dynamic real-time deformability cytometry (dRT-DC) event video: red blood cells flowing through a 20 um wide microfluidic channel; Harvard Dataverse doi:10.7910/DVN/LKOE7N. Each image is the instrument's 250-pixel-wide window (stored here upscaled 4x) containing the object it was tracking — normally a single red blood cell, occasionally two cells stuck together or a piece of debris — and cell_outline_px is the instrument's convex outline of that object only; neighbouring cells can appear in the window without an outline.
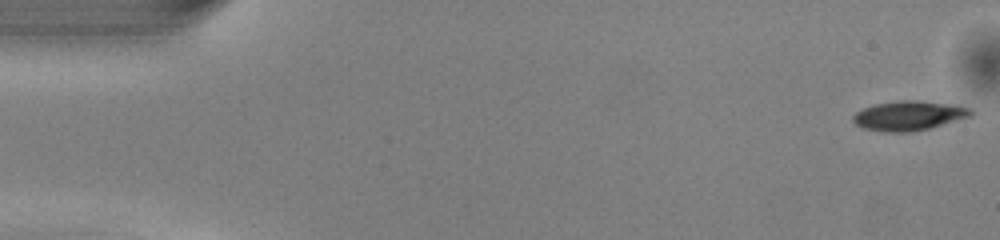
{"species": "common noctule bat (a hibernating species)", "species_latin": "Nyctalus noctula", "temperature_condition": "warm", "stored_images_in_passage": 50, "camera_frame_rate_fps": 3000, "um_per_image_px": 0.085, "animal": {"sex": "male", "body_mass_g": 13.0, "forearm_length_mm": 53.1}, "frame": {"image": 1, "passage_image": 1, "time_ms": 0.0, "image_size_px": [1000, 240], "cell_outline_px": [[972, 116], [928, 128], [908, 132], [884, 132], [864, 128], [856, 124], [852, 120], [852, 116], [856, 112], [864, 108], [876, 104], [900, 100], [916, 100], [956, 104], [972, 108]], "centroid_in_image_um": [77.27, 9.82], "position_along_channel_um": 7.7, "area_um2": 20.23}}
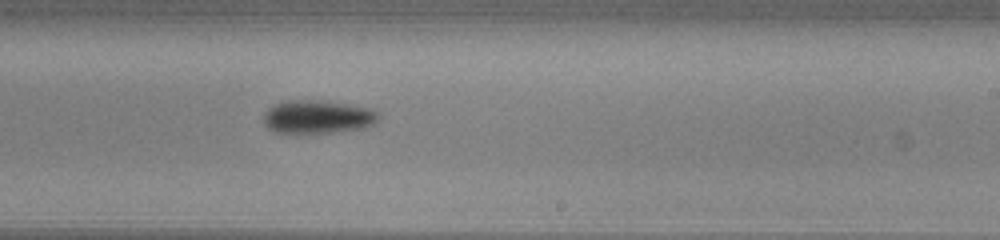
{"frame": {"image": 2, "passage_image": 30, "time_ms": 9.667, "image_size_px": [1000, 240], "cell_outline_px": [[380, 116], [376, 124], [364, 128], [332, 132], [272, 132], [264, 124], [264, 112], [268, 108], [276, 104], [288, 100], [316, 100], [372, 108], [380, 112]], "centroid_in_image_um": [27.04, 9.93], "position_along_channel_um": 262.0, "area_um2": 22.25}}
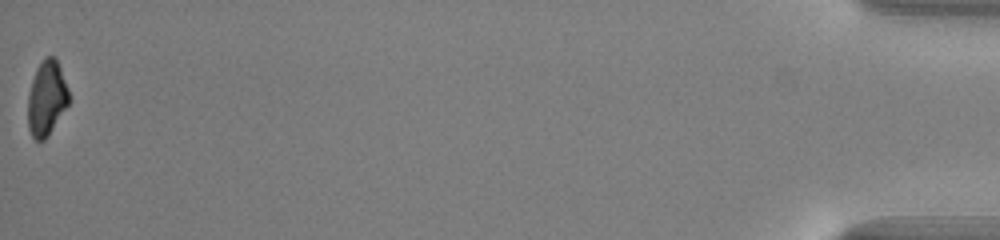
{"frame": {"image": 3, "passage_image": 50, "time_ms": 16.333, "image_size_px": [1000, 240], "cell_outline_px": [[68, 104], [48, 136], [44, 140], [36, 140], [32, 136], [28, 128], [28, 92], [36, 68], [44, 56], [52, 56], [56, 60], [60, 68], [68, 88]], "centroid_in_image_um": [3.94, 8.35], "position_along_channel_um": 431.3, "area_um2": 17.74}, "authors_computed_cell_mechanics": {"area_um2": 20.9236, "velocity_mm_per_s": 4.1069, "shape_relaxation_time_tau1_ms": 1.4888, "shape_relaxation_time_tau2_ms": null, "deformation_change_tau1": 0.1103, "deformation_change_tau2": null}}